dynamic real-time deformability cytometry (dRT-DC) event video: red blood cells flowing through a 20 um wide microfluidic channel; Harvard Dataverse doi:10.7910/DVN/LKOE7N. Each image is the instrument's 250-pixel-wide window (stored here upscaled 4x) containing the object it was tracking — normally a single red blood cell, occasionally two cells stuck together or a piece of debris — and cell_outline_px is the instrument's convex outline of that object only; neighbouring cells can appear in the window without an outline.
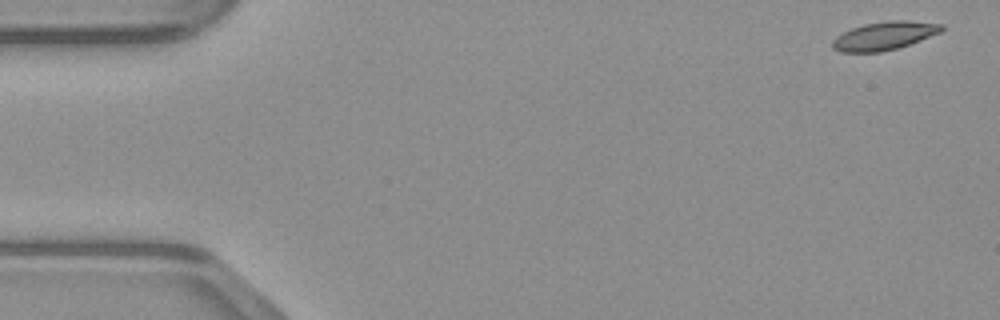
{"species": "common noctule bat (a hibernating species)", "species_latin": "Nyctalus noctula", "temperature_condition": "warm", "stored_images_in_passage": 14, "camera_frame_rate_fps": 3000, "um_per_image_px": 0.085, "animal": {"sex": "male", "body_mass_g": 23.1, "forearm_length_mm": 52.7}, "frame": {"image": 1, "passage_image": 1, "time_ms": 0.0, "image_size_px": [1000, 320], "cell_outline_px": [[944, 28], [940, 32], [920, 40], [896, 48], [880, 52], [840, 52], [832, 48], [832, 40], [836, 36], [852, 28], [864, 24], [888, 20], [908, 20], [944, 24]], "centroid_in_image_um": [75.15, 3.03], "position_along_channel_um": 9.8, "area_um2": 17.92}}
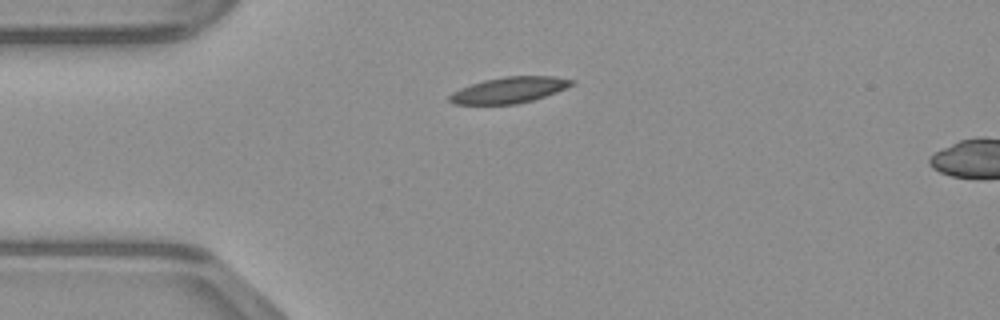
{"frame": {"image": 2, "passage_image": 11, "time_ms": 3.333, "image_size_px": [1000, 320], "cell_outline_px": [[576, 84], [556, 92], [532, 100], [516, 104], [452, 104], [448, 100], [448, 96], [452, 92], [460, 88], [484, 80], [504, 76], [552, 76], [576, 80]], "centroid_in_image_um": [43.29, 7.65], "position_along_channel_um": 41.7, "area_um2": 18.55}}